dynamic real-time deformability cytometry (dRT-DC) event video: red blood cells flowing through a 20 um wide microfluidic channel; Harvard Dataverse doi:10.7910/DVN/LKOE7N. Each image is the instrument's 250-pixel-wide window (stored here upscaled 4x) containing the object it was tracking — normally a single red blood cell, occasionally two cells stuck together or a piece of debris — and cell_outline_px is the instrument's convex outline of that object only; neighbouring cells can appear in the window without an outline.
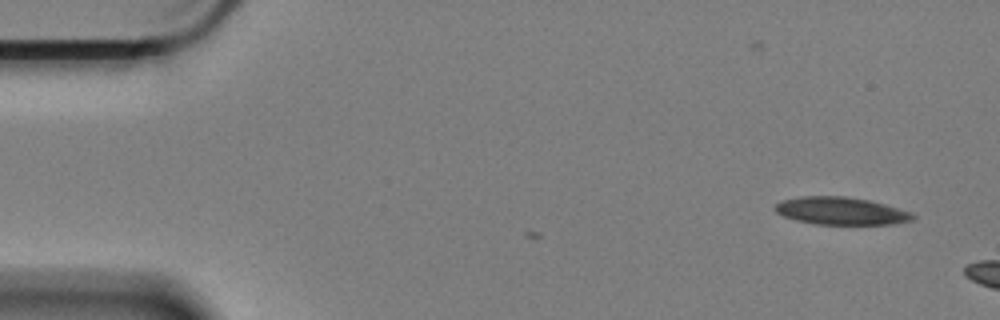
{"species": "Egyptian fruit bat (a non-hibernating species)", "species_latin": "Rousettus aegyptiacus", "temperature_condition": "cold", "stored_images_in_passage": 3, "camera_frame_rate_fps": 3000, "um_per_image_px": 0.085, "animal": {"sex": "female"}, "frame": {"image": 1, "passage_image": 3, "time_ms": 0.667, "image_size_px": [1000, 320], "cell_outline_px": [[916, 216], [912, 220], [892, 224], [816, 224], [796, 220], [784, 216], [776, 212], [772, 208], [780, 200], [800, 196], [844, 196], [868, 200], [884, 204], [912, 212]], "centroid_in_image_um": [71.45, 17.92], "position_along_channel_um": 13.5, "area_um2": 22.14}}